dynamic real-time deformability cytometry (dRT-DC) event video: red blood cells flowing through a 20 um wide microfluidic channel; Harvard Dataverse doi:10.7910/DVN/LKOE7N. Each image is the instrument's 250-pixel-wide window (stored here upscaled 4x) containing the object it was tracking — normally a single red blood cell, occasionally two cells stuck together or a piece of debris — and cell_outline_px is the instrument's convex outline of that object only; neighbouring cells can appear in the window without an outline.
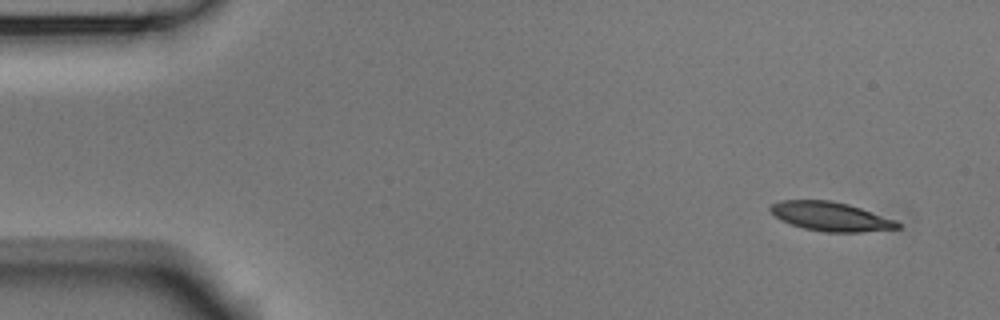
{"species": "Egyptian fruit bat (a non-hibernating species)", "species_latin": "Rousettus aegyptiacus", "temperature_condition": "room temperature", "stored_images_in_passage": 6, "camera_frame_rate_fps": 3000, "um_per_image_px": 0.085, "animal": {"sex": "male"}, "frame": {"image": 1, "passage_image": 1, "time_ms": 0.0, "image_size_px": [1000, 320], "cell_outline_px": [[900, 228], [864, 232], [824, 232], [804, 228], [780, 220], [768, 208], [772, 204], [780, 200], [832, 200], [848, 204], [896, 220], [900, 224]], "centroid_in_image_um": [70.61, 18.4], "position_along_channel_um": 14.4, "area_um2": 21.44}}
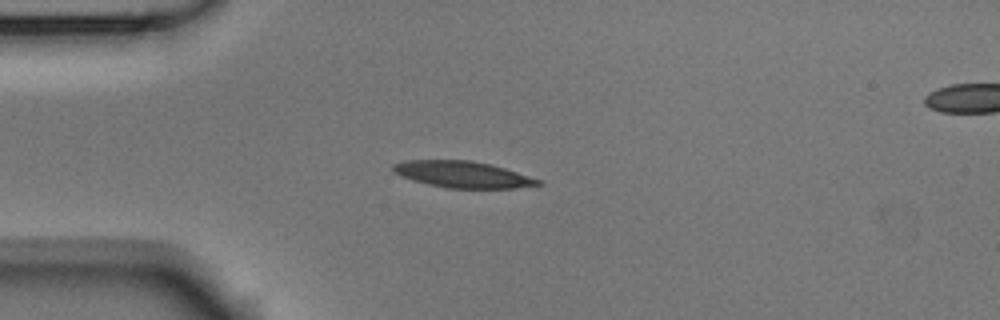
{"frame": {"image": 2, "passage_image": 4, "time_ms": 1.0, "image_size_px": [1000, 320], "cell_outline_px": [[544, 184], [516, 188], [444, 188], [412, 180], [400, 176], [392, 168], [392, 164], [404, 160], [472, 160], [504, 168], [540, 180]], "centroid_in_image_um": [39.29, 14.83], "position_along_channel_um": 45.7, "area_um2": 22.25}}
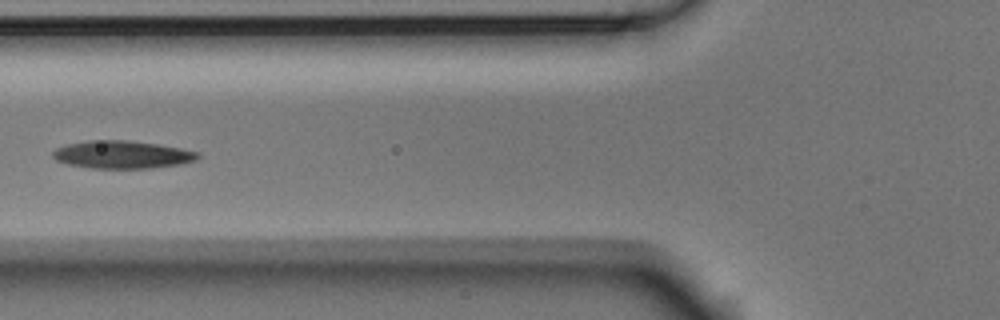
{"frame": {"image": 3, "passage_image": 6, "time_ms": 1.667, "image_size_px": [1000, 320], "cell_outline_px": [[200, 156], [196, 160], [180, 164], [152, 168], [92, 168], [68, 164], [56, 160], [52, 156], [52, 152], [56, 148], [64, 144], [88, 140], [128, 140], [160, 144], [200, 152]], "centroid_in_image_um": [10.38, 13.13], "position_along_channel_um": 115.4, "area_um2": 23.64}}